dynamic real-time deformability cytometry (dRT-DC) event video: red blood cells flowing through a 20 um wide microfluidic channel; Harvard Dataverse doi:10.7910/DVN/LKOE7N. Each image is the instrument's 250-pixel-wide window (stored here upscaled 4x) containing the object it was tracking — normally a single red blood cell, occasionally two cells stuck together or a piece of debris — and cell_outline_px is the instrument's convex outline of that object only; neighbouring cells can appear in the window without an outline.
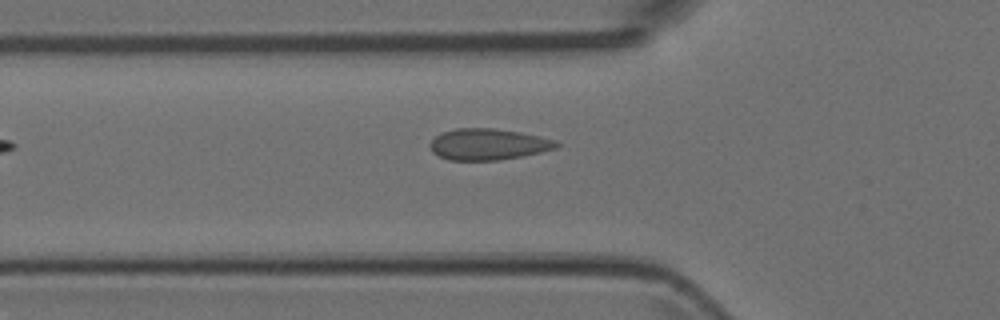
{"species": "Egyptian fruit bat (a non-hibernating species)", "species_latin": "Rousettus aegyptiacus", "temperature_condition": "room temperature", "stored_images_in_passage": 4, "camera_frame_rate_fps": 3000, "um_per_image_px": 0.085, "animal": {"sex": "female"}, "frame": {"image": 1, "passage_image": 4, "time_ms": 1.0, "image_size_px": [1000, 320], "cell_outline_px": [[560, 144], [556, 148], [540, 152], [500, 160], [448, 160], [432, 152], [428, 144], [436, 136], [444, 132], [456, 128], [492, 128], [520, 132], [540, 136], [556, 140]], "centroid_in_image_um": [41.49, 12.26], "position_along_channel_um": 84.3, "area_um2": 22.95}}